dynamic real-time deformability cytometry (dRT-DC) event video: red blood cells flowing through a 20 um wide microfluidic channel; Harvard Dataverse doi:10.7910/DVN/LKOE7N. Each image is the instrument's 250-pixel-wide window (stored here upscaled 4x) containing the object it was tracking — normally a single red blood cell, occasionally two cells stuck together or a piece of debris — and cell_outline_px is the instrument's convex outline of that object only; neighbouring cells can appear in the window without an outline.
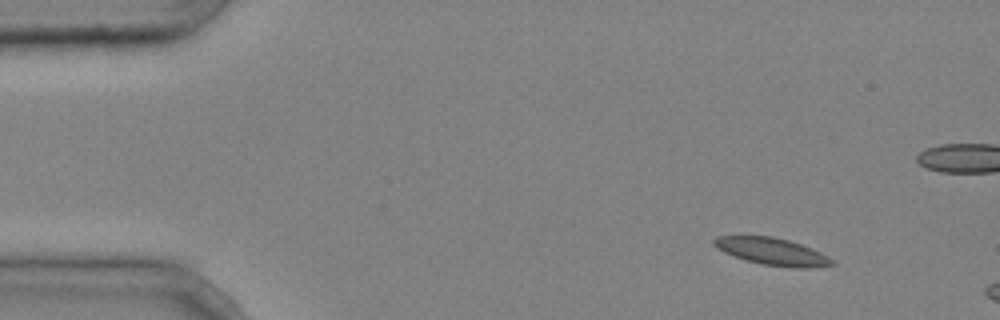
{"species": "common noctule bat (a hibernating species)", "species_latin": "Nyctalus noctula", "temperature_condition": "cold", "stored_images_in_passage": 4, "camera_frame_rate_fps": 3000, "um_per_image_px": 0.085, "animal": {"sex": "male", "body_mass_g": 20.4}, "frame": {"image": 1, "passage_image": 2, "time_ms": 0.333, "image_size_px": [1000, 320], "cell_outline_px": [[836, 264], [808, 268], [796, 268], [760, 264], [724, 252], [716, 248], [712, 244], [712, 240], [716, 236], [772, 236], [788, 240], [812, 248], [836, 260]], "centroid_in_image_um": [65.65, 21.38], "position_along_channel_um": 19.3, "area_um2": 18.67}}